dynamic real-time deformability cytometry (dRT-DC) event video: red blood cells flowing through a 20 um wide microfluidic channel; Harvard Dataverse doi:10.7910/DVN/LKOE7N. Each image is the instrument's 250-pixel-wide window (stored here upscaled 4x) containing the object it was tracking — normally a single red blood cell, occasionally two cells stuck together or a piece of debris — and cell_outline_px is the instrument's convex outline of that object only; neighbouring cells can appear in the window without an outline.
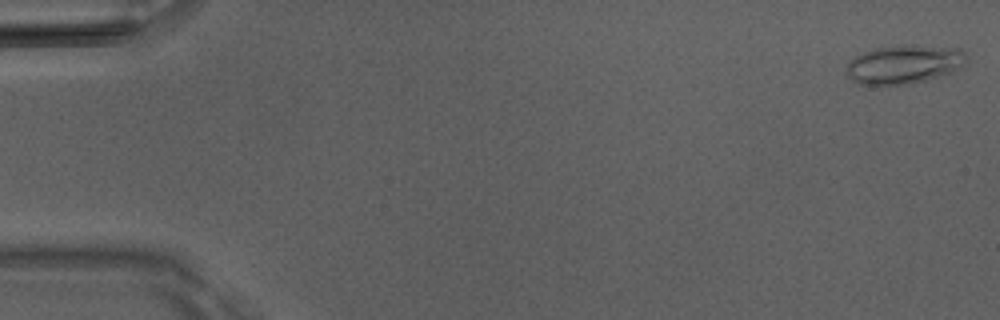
{"species": "Egyptian fruit bat (a non-hibernating species)", "species_latin": "Rousettus aegyptiacus", "temperature_condition": "room temperature", "stored_images_in_passage": 50, "camera_frame_rate_fps": 3000, "um_per_image_px": 0.085, "animal": {"sex": "male"}, "frame": {"image": 1, "passage_image": 1, "time_ms": 0.0, "image_size_px": [1000, 320], "cell_outline_px": [[968, 64], [964, 68], [952, 72], [924, 80], [908, 84], [860, 84], [852, 80], [844, 72], [848, 64], [856, 56], [864, 52], [876, 48], [908, 44], [960, 48], [968, 56]], "centroid_in_image_um": [76.92, 5.45], "position_along_channel_um": 8.1, "area_um2": 27.28}}
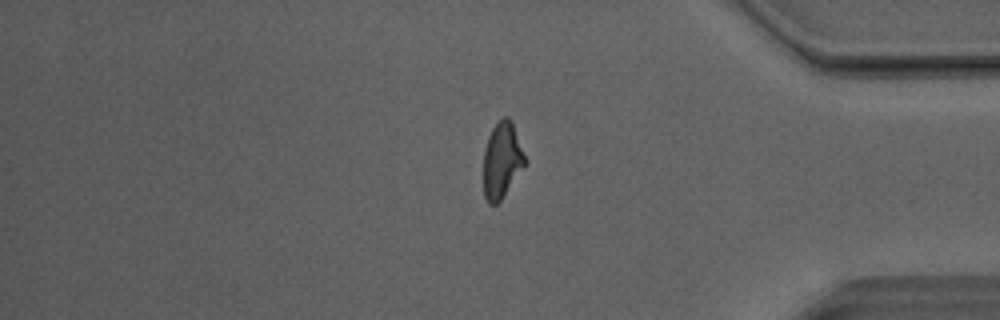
{"frame": {"image": 2, "passage_image": 42, "time_ms": 13.667, "image_size_px": [1000, 320], "cell_outline_px": [[528, 160], [500, 200], [496, 204], [488, 204], [484, 196], [484, 152], [488, 136], [492, 128], [504, 116], [508, 116], [512, 120]], "centroid_in_image_um": [42.68, 13.58], "position_along_channel_um": 392.5, "area_um2": 18.32}}
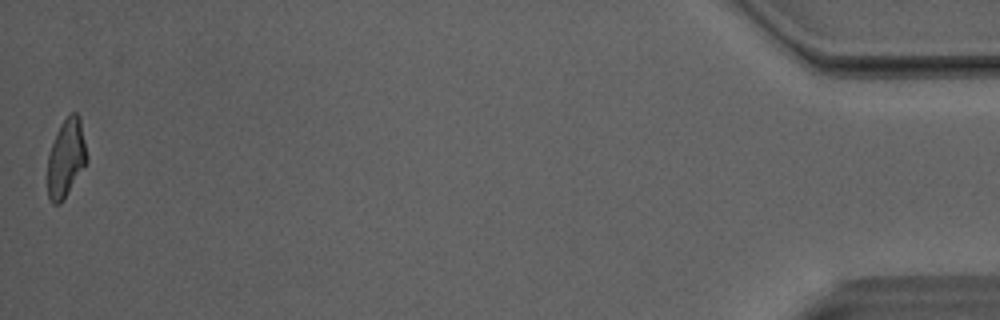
{"frame": {"image": 3, "passage_image": 50, "time_ms": 16.333, "image_size_px": [1000, 320], "cell_outline_px": [[88, 160], [64, 200], [60, 204], [52, 204], [48, 200], [48, 156], [56, 132], [60, 124], [72, 112], [76, 112], [80, 116], [88, 156]], "centroid_in_image_um": [5.63, 13.45], "position_along_channel_um": 429.6, "area_um2": 18.03}, "authors_computed_cell_mechanics": {"area_um2": 19.1318, "velocity_mm_per_s": 4.0942, "shape_relaxation_time_tau1_ms": 8.3193, "shape_relaxation_time_tau2_ms": 2.927, "deformation_change_tau1": 0.2323, "deformation_change_tau2": 0.1117}}